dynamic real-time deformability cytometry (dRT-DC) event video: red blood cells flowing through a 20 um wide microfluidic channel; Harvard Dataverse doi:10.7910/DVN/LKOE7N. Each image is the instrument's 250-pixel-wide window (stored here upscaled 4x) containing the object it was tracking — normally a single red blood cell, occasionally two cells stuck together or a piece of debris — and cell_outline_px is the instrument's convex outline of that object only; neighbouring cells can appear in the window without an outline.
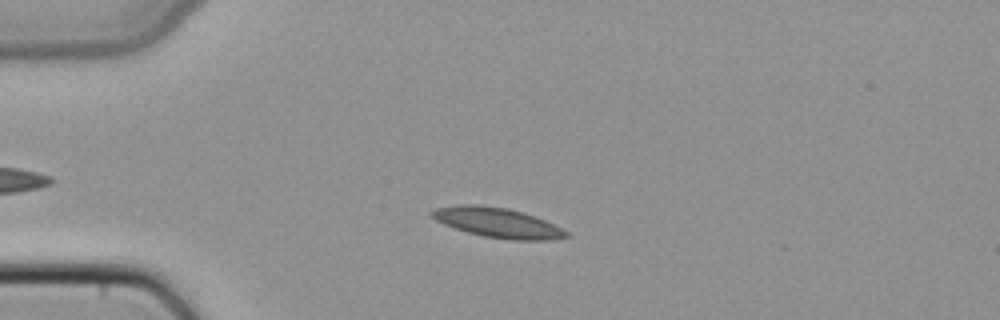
{"species": "common noctule bat (a hibernating species)", "species_latin": "Nyctalus noctula", "temperature_condition": "cold", "stored_images_in_passage": 46, "camera_frame_rate_fps": 3000, "um_per_image_px": 0.085, "animal": {"sex": "female", "body_mass_g": 22.7, "forearm_length_mm": 54.2}, "frame": {"image": 1, "passage_image": 10, "time_ms": 3.0, "image_size_px": [1000, 320], "cell_outline_px": [[572, 236], [552, 240], [512, 240], [484, 236], [468, 232], [444, 224], [436, 220], [428, 212], [436, 208], [460, 204], [480, 204], [508, 208], [544, 220], [568, 232]], "centroid_in_image_um": [42.28, 18.92], "position_along_channel_um": 42.7, "area_um2": 23.18}}
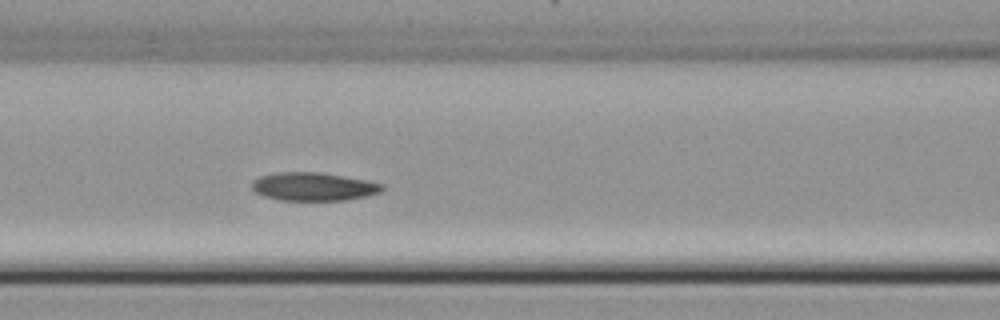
{"frame": {"image": 2, "passage_image": 19, "time_ms": 6.0, "image_size_px": [1000, 320], "cell_outline_px": [[384, 188], [380, 192], [364, 196], [344, 200], [280, 200], [264, 196], [256, 192], [252, 188], [252, 180], [260, 176], [276, 172], [320, 172], [344, 176], [384, 184]], "centroid_in_image_um": [26.61, 15.85], "position_along_channel_um": 140.0, "area_um2": 21.33}}
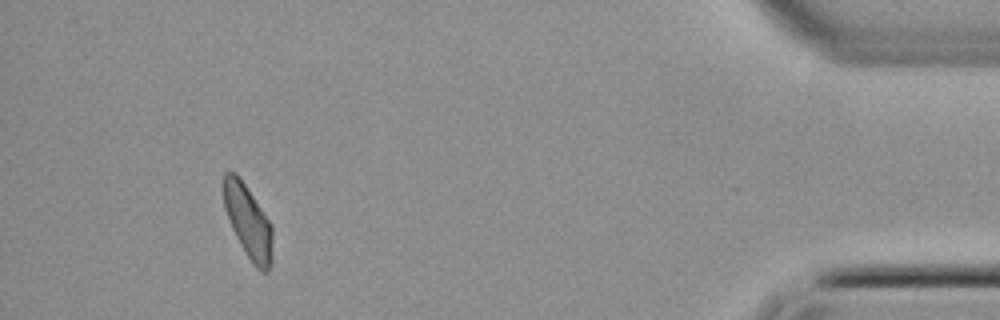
{"frame": {"image": 3, "passage_image": 43, "time_ms": 14.0, "image_size_px": [1000, 320], "cell_outline_px": [[272, 264], [268, 272], [260, 272], [252, 264], [240, 244], [232, 228], [224, 208], [224, 172], [236, 172], [272, 224]], "centroid_in_image_um": [21.11, 18.89], "position_along_channel_um": 414.1, "area_um2": 20.81}}